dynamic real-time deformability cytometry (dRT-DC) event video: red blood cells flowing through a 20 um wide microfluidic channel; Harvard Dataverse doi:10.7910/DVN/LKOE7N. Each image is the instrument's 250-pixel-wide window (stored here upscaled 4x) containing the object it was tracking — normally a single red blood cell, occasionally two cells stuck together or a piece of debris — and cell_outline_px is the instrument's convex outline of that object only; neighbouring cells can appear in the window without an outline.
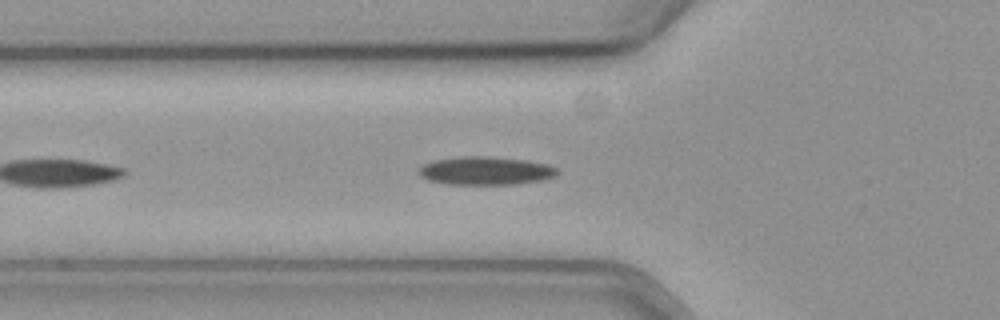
{"species": "common noctule bat (a hibernating species)", "species_latin": "Nyctalus noctula", "temperature_condition": "cold", "stored_images_in_passage": 10, "camera_frame_rate_fps": 3000, "um_per_image_px": 0.085, "animal": {"sex": "female", "body_mass_g": 19.3, "forearm_length_mm": 54.1}, "frame": {"image": 1, "passage_image": 6, "time_ms": 1.667, "image_size_px": [1000, 320], "cell_outline_px": [[560, 172], [556, 176], [540, 180], [512, 184], [448, 184], [428, 180], [420, 176], [416, 172], [424, 164], [436, 160], [460, 156], [488, 156], [524, 160], [548, 164], [556, 168]], "centroid_in_image_um": [41.26, 14.51], "position_along_channel_um": 84.5, "area_um2": 22.72}}